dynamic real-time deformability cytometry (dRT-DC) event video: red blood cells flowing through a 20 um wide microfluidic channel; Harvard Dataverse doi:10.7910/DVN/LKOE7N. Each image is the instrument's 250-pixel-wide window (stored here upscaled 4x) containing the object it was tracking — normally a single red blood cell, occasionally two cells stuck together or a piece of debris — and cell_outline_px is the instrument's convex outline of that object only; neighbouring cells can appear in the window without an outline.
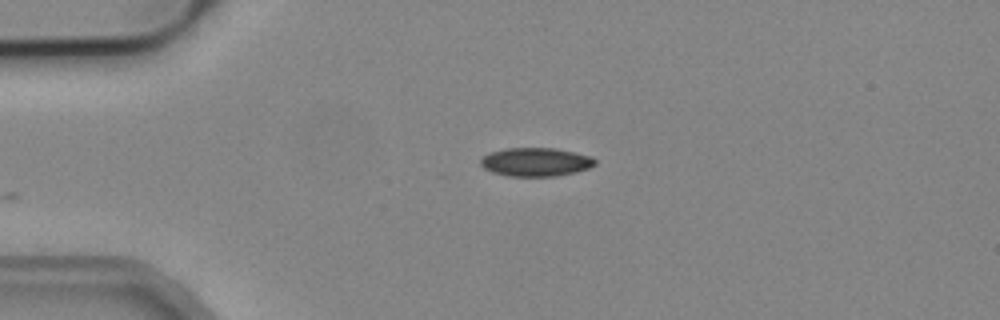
{"species": "common noctule bat (a hibernating species)", "species_latin": "Nyctalus noctula", "temperature_condition": "cold", "stored_images_in_passage": 3, "camera_frame_rate_fps": 3000, "um_per_image_px": 0.085, "animal": {"sex": "male", "body_mass_g": 19.2, "forearm_length_mm": 51.8}, "frame": {"image": 1, "passage_image": 3, "time_ms": 0.667, "image_size_px": [1000, 320], "cell_outline_px": [[596, 164], [588, 168], [576, 172], [556, 176], [508, 176], [492, 172], [484, 168], [480, 164], [480, 160], [488, 152], [504, 148], [556, 148], [592, 156], [596, 160]], "centroid_in_image_um": [45.53, 13.76], "position_along_channel_um": 39.5, "area_um2": 19.19}}